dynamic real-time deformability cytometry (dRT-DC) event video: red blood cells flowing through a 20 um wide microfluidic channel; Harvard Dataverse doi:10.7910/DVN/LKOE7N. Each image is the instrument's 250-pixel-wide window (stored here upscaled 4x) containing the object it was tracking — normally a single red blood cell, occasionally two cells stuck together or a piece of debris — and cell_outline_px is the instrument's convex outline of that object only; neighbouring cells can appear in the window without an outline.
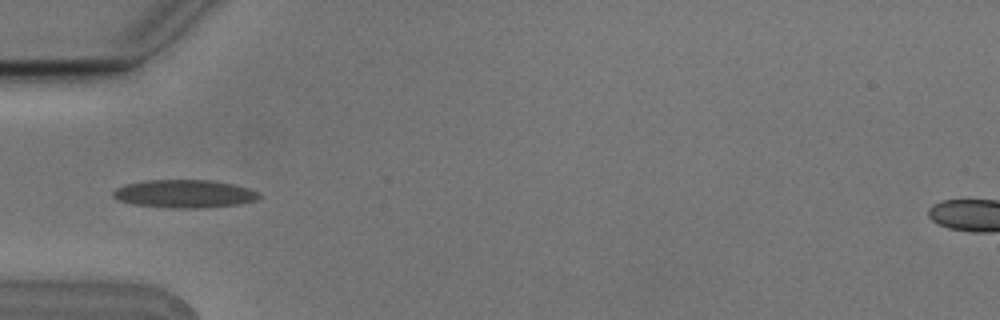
{"species": "Egyptian fruit bat (a non-hibernating species)", "species_latin": "Rousettus aegyptiacus", "temperature_condition": "cold", "stored_images_in_passage": 9, "camera_frame_rate_fps": 3000, "um_per_image_px": 0.085, "animal": {"sex": "male"}, "frame": {"image": 1, "passage_image": 6, "time_ms": 1.667, "image_size_px": [1000, 320], "cell_outline_px": [[260, 196], [256, 200], [240, 204], [204, 208], [172, 208], [132, 204], [120, 200], [112, 196], [112, 192], [116, 188], [124, 184], [148, 180], [212, 180], [232, 184], [248, 188], [260, 192]], "centroid_in_image_um": [15.68, 16.47], "position_along_channel_um": 69.3, "area_um2": 23.93}}
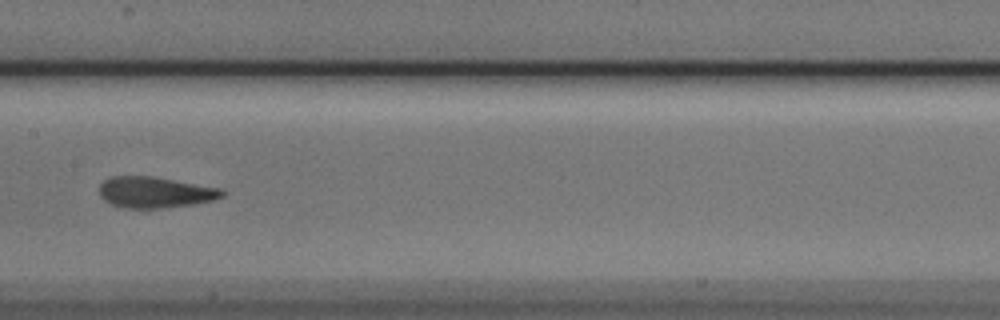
{"frame": {"image": 2, "passage_image": 9, "time_ms": 2.667, "image_size_px": [1000, 320], "cell_outline_px": [[224, 196], [212, 200], [196, 204], [164, 208], [124, 208], [112, 204], [104, 200], [100, 196], [100, 184], [104, 180], [112, 176], [152, 176], [220, 188], [224, 192]], "centroid_in_image_um": [13.17, 16.35], "position_along_channel_um": 194.2, "area_um2": 22.2}}